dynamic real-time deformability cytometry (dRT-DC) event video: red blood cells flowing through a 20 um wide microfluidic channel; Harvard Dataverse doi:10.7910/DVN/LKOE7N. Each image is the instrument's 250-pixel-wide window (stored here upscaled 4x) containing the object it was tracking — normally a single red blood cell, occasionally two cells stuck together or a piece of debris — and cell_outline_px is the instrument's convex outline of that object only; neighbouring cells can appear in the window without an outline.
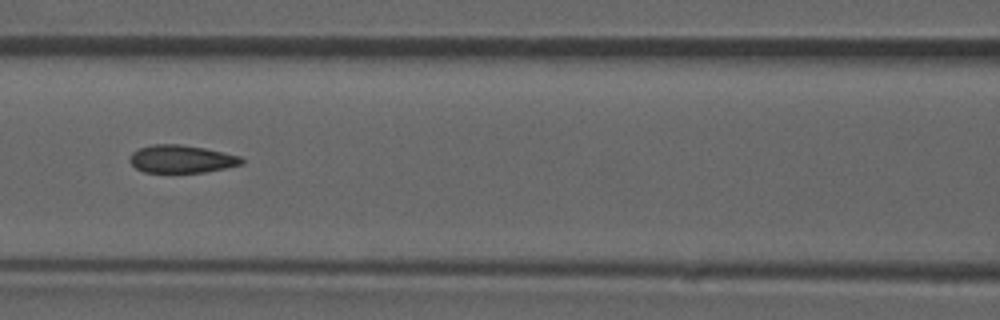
{"species": "common noctule bat (a hibernating species)", "species_latin": "Nyctalus noctula", "temperature_condition": "room temperature", "stored_images_in_passage": 51, "camera_frame_rate_fps": 3000, "um_per_image_px": 0.085, "animal": {"sex": "male", "forearm_length_mm": 52.5}, "frame": {"image": 1, "passage_image": 22, "time_ms": 7.0, "image_size_px": [1000, 320], "cell_outline_px": [[244, 164], [204, 172], [144, 172], [136, 168], [128, 160], [128, 156], [132, 152], [140, 148], [152, 144], [180, 144], [204, 148], [240, 156], [244, 160]], "centroid_in_image_um": [15.4, 13.51], "position_along_channel_um": 151.2, "area_um2": 18.09}, "authors_computed_cell_mechanics": {"area_um2": 18.6116, "velocity_mm_per_s": 3.9097, "shape_relaxation_time_tau1_ms": null, "shape_relaxation_time_tau2_ms": 1.8125, "deformation_change_tau1": null, "deformation_change_tau2": 0.0683}}